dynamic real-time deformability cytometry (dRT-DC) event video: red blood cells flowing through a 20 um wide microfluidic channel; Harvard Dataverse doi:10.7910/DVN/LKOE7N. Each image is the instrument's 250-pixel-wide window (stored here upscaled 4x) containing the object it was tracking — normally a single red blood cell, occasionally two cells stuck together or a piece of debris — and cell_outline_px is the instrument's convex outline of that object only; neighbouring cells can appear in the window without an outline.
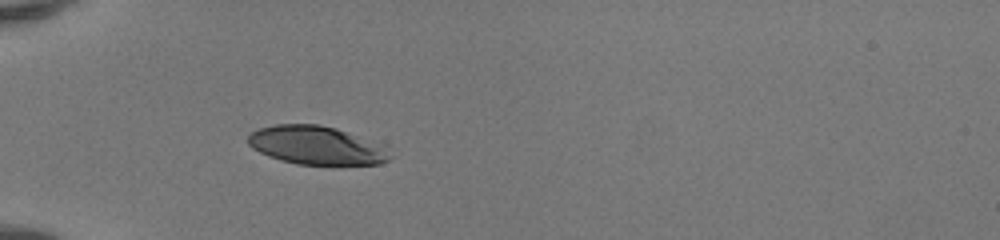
{"species": "human", "species_latin": "Homo sapiens", "temperature_condition": "room temperature", "stored_images_in_passage": 34, "camera_frame_rate_fps": 3000, "um_per_image_px": 0.085, "donor": {"sex": "female"}, "frame": {"image": 1, "passage_image": 1, "time_ms": 0.0, "image_size_px": [1000, 240], "cell_outline_px": [[392, 156], [388, 160], [380, 164], [332, 168], [296, 164], [280, 160], [268, 156], [252, 148], [248, 144], [248, 136], [252, 132], [260, 128], [276, 124], [320, 124], [336, 128], [388, 144]], "centroid_in_image_um": [27.04, 12.41], "position_along_channel_um": 58.0, "area_um2": 33.52}}
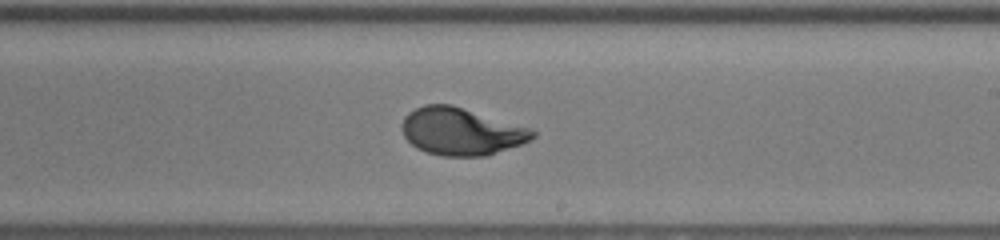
{"frame": {"image": 2, "passage_image": 16, "time_ms": 5.0, "image_size_px": [1000, 240], "cell_outline_px": [[536, 136], [532, 140], [488, 156], [440, 156], [416, 148], [404, 136], [400, 128], [400, 124], [404, 116], [408, 112], [424, 104], [452, 104], [532, 128], [536, 132]], "centroid_in_image_um": [39.21, 11.17], "position_along_channel_um": 249.8, "area_um2": 36.53}}
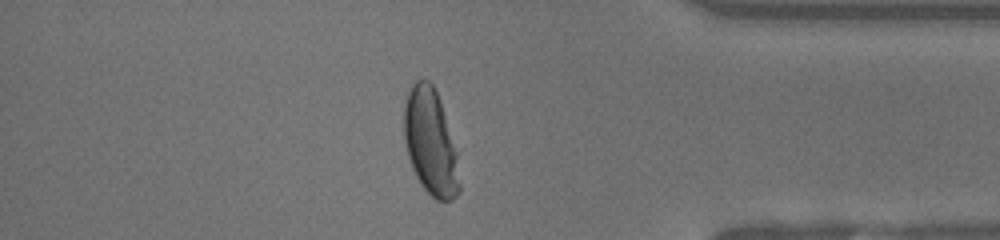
{"frame": {"image": 3, "passage_image": 28, "time_ms": 9.0, "image_size_px": [1000, 240], "cell_outline_px": [[460, 192], [452, 200], [436, 200], [420, 184], [412, 168], [408, 156], [404, 140], [404, 104], [408, 92], [412, 84], [416, 80], [428, 80], [432, 84], [440, 100], [456, 152], [460, 184]], "centroid_in_image_um": [36.58, 12.1], "position_along_channel_um": 398.6, "area_um2": 33.99}, "authors_computed_cell_mechanics": {"area_um2": 35.8071, "velocity_mm_per_s": 4.1495, "shape_relaxation_time_tau1_ms": 3.3716, "shape_relaxation_time_tau2_ms": null, "deformation_change_tau1": 0.2006, "deformation_change_tau2": null}}